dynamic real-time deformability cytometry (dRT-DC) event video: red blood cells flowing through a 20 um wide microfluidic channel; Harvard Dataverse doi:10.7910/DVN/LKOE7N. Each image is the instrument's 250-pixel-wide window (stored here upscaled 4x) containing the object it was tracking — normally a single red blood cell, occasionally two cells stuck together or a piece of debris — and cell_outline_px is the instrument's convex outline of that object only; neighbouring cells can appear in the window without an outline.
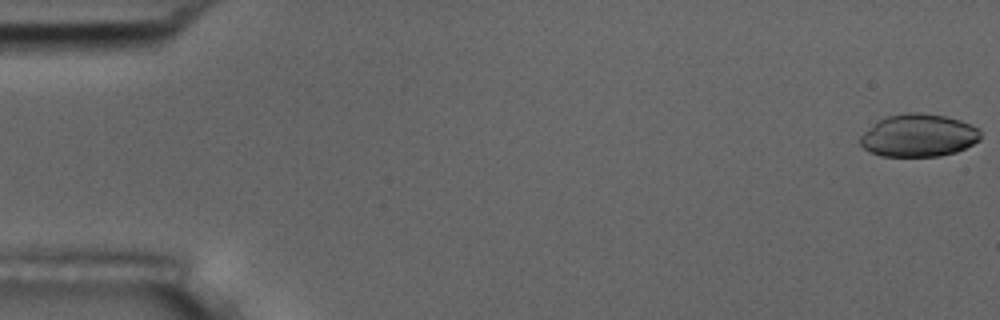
{"species": "common noctule bat (a hibernating species)", "species_latin": "Nyctalus noctula", "temperature_condition": "room temperature", "stored_images_in_passage": 7, "camera_frame_rate_fps": 3000, "um_per_image_px": 0.085, "animal": {"sex": "male", "body_mass_g": 17.5, "forearm_length_mm": 52.3}, "frame": {"image": 1, "passage_image": 1, "time_ms": 0.0, "image_size_px": [1000, 320], "cell_outline_px": [[980, 140], [956, 152], [940, 156], [880, 156], [868, 152], [860, 144], [860, 136], [864, 132], [880, 120], [888, 116], [908, 112], [920, 112], [944, 116], [960, 120], [980, 128]], "centroid_in_image_um": [78.08, 11.52], "position_along_channel_um": 6.9, "area_um2": 29.88}}